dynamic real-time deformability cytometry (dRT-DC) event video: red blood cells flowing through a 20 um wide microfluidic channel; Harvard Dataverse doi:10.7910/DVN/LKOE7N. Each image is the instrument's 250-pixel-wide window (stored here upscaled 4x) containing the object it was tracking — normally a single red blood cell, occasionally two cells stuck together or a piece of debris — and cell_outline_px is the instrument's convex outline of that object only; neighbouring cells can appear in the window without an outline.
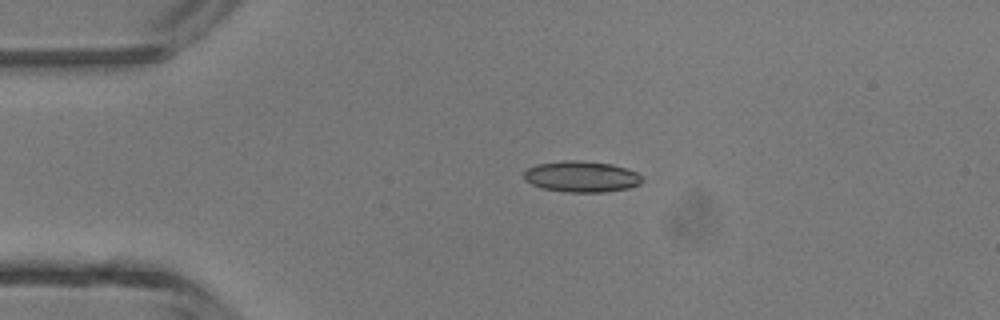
{"species": "common noctule bat (a hibernating species)", "species_latin": "Nyctalus noctula", "temperature_condition": "room temperature", "stored_images_in_passage": 2, "camera_frame_rate_fps": 3000, "um_per_image_px": 0.085, "animal": {"sex": "male", "body_mass_g": 13.3}, "frame": {"image": 1, "passage_image": 1, "time_ms": 0.0, "image_size_px": [1000, 320], "cell_outline_px": [[644, 180], [640, 184], [628, 188], [604, 192], [564, 192], [544, 188], [532, 184], [524, 180], [524, 172], [528, 168], [536, 164], [564, 160], [580, 160], [612, 164], [636, 172], [644, 176]], "centroid_in_image_um": [49.44, 15.01], "position_along_channel_um": 35.6, "area_um2": 21.5}}